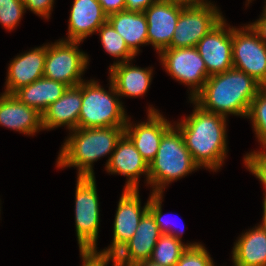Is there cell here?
<instances>
[{
    "label": "cell",
    "mask_w": 266,
    "mask_h": 266,
    "mask_svg": "<svg viewBox=\"0 0 266 266\" xmlns=\"http://www.w3.org/2000/svg\"><path fill=\"white\" fill-rule=\"evenodd\" d=\"M193 112L173 122L180 130L185 145L194 161L200 166L217 172L227 157V118L202 109L192 99Z\"/></svg>",
    "instance_id": "6da1fadb"
},
{
    "label": "cell",
    "mask_w": 266,
    "mask_h": 266,
    "mask_svg": "<svg viewBox=\"0 0 266 266\" xmlns=\"http://www.w3.org/2000/svg\"><path fill=\"white\" fill-rule=\"evenodd\" d=\"M262 86L251 76L235 68L208 77L192 98L202 109L224 116L246 118L250 103Z\"/></svg>",
    "instance_id": "7a4b0ae2"
},
{
    "label": "cell",
    "mask_w": 266,
    "mask_h": 266,
    "mask_svg": "<svg viewBox=\"0 0 266 266\" xmlns=\"http://www.w3.org/2000/svg\"><path fill=\"white\" fill-rule=\"evenodd\" d=\"M125 126L77 128L70 131L57 157V168H77V176L93 177V163L110 155Z\"/></svg>",
    "instance_id": "3957f363"
},
{
    "label": "cell",
    "mask_w": 266,
    "mask_h": 266,
    "mask_svg": "<svg viewBox=\"0 0 266 266\" xmlns=\"http://www.w3.org/2000/svg\"><path fill=\"white\" fill-rule=\"evenodd\" d=\"M180 130L173 125L163 136L155 158L149 163L148 185L153 194H163L168 184L198 170Z\"/></svg>",
    "instance_id": "277c9868"
},
{
    "label": "cell",
    "mask_w": 266,
    "mask_h": 266,
    "mask_svg": "<svg viewBox=\"0 0 266 266\" xmlns=\"http://www.w3.org/2000/svg\"><path fill=\"white\" fill-rule=\"evenodd\" d=\"M86 81L82 82V106L78 128L125 126L127 112L112 81L109 79V91L97 80Z\"/></svg>",
    "instance_id": "5b68a950"
},
{
    "label": "cell",
    "mask_w": 266,
    "mask_h": 266,
    "mask_svg": "<svg viewBox=\"0 0 266 266\" xmlns=\"http://www.w3.org/2000/svg\"><path fill=\"white\" fill-rule=\"evenodd\" d=\"M75 228L79 251H96L100 225V205L95 176H77Z\"/></svg>",
    "instance_id": "8992f818"
},
{
    "label": "cell",
    "mask_w": 266,
    "mask_h": 266,
    "mask_svg": "<svg viewBox=\"0 0 266 266\" xmlns=\"http://www.w3.org/2000/svg\"><path fill=\"white\" fill-rule=\"evenodd\" d=\"M80 43L59 39L46 44L43 76L68 87L78 86L85 81L82 76L89 66V56L78 49Z\"/></svg>",
    "instance_id": "52a82bcc"
},
{
    "label": "cell",
    "mask_w": 266,
    "mask_h": 266,
    "mask_svg": "<svg viewBox=\"0 0 266 266\" xmlns=\"http://www.w3.org/2000/svg\"><path fill=\"white\" fill-rule=\"evenodd\" d=\"M212 3L207 1L183 7L169 48L196 47L200 39L224 18Z\"/></svg>",
    "instance_id": "ba28073f"
},
{
    "label": "cell",
    "mask_w": 266,
    "mask_h": 266,
    "mask_svg": "<svg viewBox=\"0 0 266 266\" xmlns=\"http://www.w3.org/2000/svg\"><path fill=\"white\" fill-rule=\"evenodd\" d=\"M241 27H232L233 68L266 87V44L249 24Z\"/></svg>",
    "instance_id": "9c48e42d"
},
{
    "label": "cell",
    "mask_w": 266,
    "mask_h": 266,
    "mask_svg": "<svg viewBox=\"0 0 266 266\" xmlns=\"http://www.w3.org/2000/svg\"><path fill=\"white\" fill-rule=\"evenodd\" d=\"M165 71L174 79L189 86V101L203 88L208 72L196 47L167 48L159 54Z\"/></svg>",
    "instance_id": "30bf717a"
},
{
    "label": "cell",
    "mask_w": 266,
    "mask_h": 266,
    "mask_svg": "<svg viewBox=\"0 0 266 266\" xmlns=\"http://www.w3.org/2000/svg\"><path fill=\"white\" fill-rule=\"evenodd\" d=\"M141 206L139 190L123 189L118 201L113 223V239L106 249L99 251L105 257L113 258L133 237L143 215L148 211L149 199Z\"/></svg>",
    "instance_id": "8fae6325"
},
{
    "label": "cell",
    "mask_w": 266,
    "mask_h": 266,
    "mask_svg": "<svg viewBox=\"0 0 266 266\" xmlns=\"http://www.w3.org/2000/svg\"><path fill=\"white\" fill-rule=\"evenodd\" d=\"M227 24L224 17L196 45L204 60L208 77L233 68L232 26Z\"/></svg>",
    "instance_id": "7c38bea8"
},
{
    "label": "cell",
    "mask_w": 266,
    "mask_h": 266,
    "mask_svg": "<svg viewBox=\"0 0 266 266\" xmlns=\"http://www.w3.org/2000/svg\"><path fill=\"white\" fill-rule=\"evenodd\" d=\"M147 121L133 123L128 116L124 134L132 141L135 148L148 164L155 158L162 136L174 125L157 109L148 107Z\"/></svg>",
    "instance_id": "4fadbf2b"
},
{
    "label": "cell",
    "mask_w": 266,
    "mask_h": 266,
    "mask_svg": "<svg viewBox=\"0 0 266 266\" xmlns=\"http://www.w3.org/2000/svg\"><path fill=\"white\" fill-rule=\"evenodd\" d=\"M184 6L178 2L159 0L144 11L148 24V45L151 44L158 54L169 48Z\"/></svg>",
    "instance_id": "5bb4252c"
},
{
    "label": "cell",
    "mask_w": 266,
    "mask_h": 266,
    "mask_svg": "<svg viewBox=\"0 0 266 266\" xmlns=\"http://www.w3.org/2000/svg\"><path fill=\"white\" fill-rule=\"evenodd\" d=\"M105 165V170L109 174L127 177L123 189L139 190L141 175H145L146 184H148L149 164L125 134L118 140L115 150L111 157L108 156Z\"/></svg>",
    "instance_id": "9a60e30c"
},
{
    "label": "cell",
    "mask_w": 266,
    "mask_h": 266,
    "mask_svg": "<svg viewBox=\"0 0 266 266\" xmlns=\"http://www.w3.org/2000/svg\"><path fill=\"white\" fill-rule=\"evenodd\" d=\"M162 233L152 214L147 211L140 220L133 237L112 258L123 266L150 260L153 249Z\"/></svg>",
    "instance_id": "2e32d148"
},
{
    "label": "cell",
    "mask_w": 266,
    "mask_h": 266,
    "mask_svg": "<svg viewBox=\"0 0 266 266\" xmlns=\"http://www.w3.org/2000/svg\"><path fill=\"white\" fill-rule=\"evenodd\" d=\"M45 58L46 44L15 56L8 66L4 93L13 94L43 77Z\"/></svg>",
    "instance_id": "e0dca14e"
},
{
    "label": "cell",
    "mask_w": 266,
    "mask_h": 266,
    "mask_svg": "<svg viewBox=\"0 0 266 266\" xmlns=\"http://www.w3.org/2000/svg\"><path fill=\"white\" fill-rule=\"evenodd\" d=\"M0 126L24 135L33 136L42 131V114L21 103L14 94H0Z\"/></svg>",
    "instance_id": "ac0fdd59"
},
{
    "label": "cell",
    "mask_w": 266,
    "mask_h": 266,
    "mask_svg": "<svg viewBox=\"0 0 266 266\" xmlns=\"http://www.w3.org/2000/svg\"><path fill=\"white\" fill-rule=\"evenodd\" d=\"M108 15L98 0H74L70 9L67 41L83 42L106 23Z\"/></svg>",
    "instance_id": "d6986e66"
},
{
    "label": "cell",
    "mask_w": 266,
    "mask_h": 266,
    "mask_svg": "<svg viewBox=\"0 0 266 266\" xmlns=\"http://www.w3.org/2000/svg\"><path fill=\"white\" fill-rule=\"evenodd\" d=\"M82 106V82L68 87L64 94L42 113L43 130H53L65 126L69 131L78 128Z\"/></svg>",
    "instance_id": "ffe728a7"
},
{
    "label": "cell",
    "mask_w": 266,
    "mask_h": 266,
    "mask_svg": "<svg viewBox=\"0 0 266 266\" xmlns=\"http://www.w3.org/2000/svg\"><path fill=\"white\" fill-rule=\"evenodd\" d=\"M131 64V61H128L109 67V79L121 98L142 97L151 85L152 67L141 68Z\"/></svg>",
    "instance_id": "44dd1931"
},
{
    "label": "cell",
    "mask_w": 266,
    "mask_h": 266,
    "mask_svg": "<svg viewBox=\"0 0 266 266\" xmlns=\"http://www.w3.org/2000/svg\"><path fill=\"white\" fill-rule=\"evenodd\" d=\"M240 236L233 246V264L266 266V232L261 225L258 224Z\"/></svg>",
    "instance_id": "7402d4cb"
},
{
    "label": "cell",
    "mask_w": 266,
    "mask_h": 266,
    "mask_svg": "<svg viewBox=\"0 0 266 266\" xmlns=\"http://www.w3.org/2000/svg\"><path fill=\"white\" fill-rule=\"evenodd\" d=\"M67 89L68 86L66 84L43 76L31 84L19 88L13 94L21 103L35 108L42 114Z\"/></svg>",
    "instance_id": "603a6c76"
},
{
    "label": "cell",
    "mask_w": 266,
    "mask_h": 266,
    "mask_svg": "<svg viewBox=\"0 0 266 266\" xmlns=\"http://www.w3.org/2000/svg\"><path fill=\"white\" fill-rule=\"evenodd\" d=\"M107 21L123 37L135 55L139 54L141 45H148V24L144 12H116L108 15Z\"/></svg>",
    "instance_id": "cb8c5ba5"
},
{
    "label": "cell",
    "mask_w": 266,
    "mask_h": 266,
    "mask_svg": "<svg viewBox=\"0 0 266 266\" xmlns=\"http://www.w3.org/2000/svg\"><path fill=\"white\" fill-rule=\"evenodd\" d=\"M200 244L199 242L184 244L171 235L162 234L153 249L150 260L162 266H175L188 247H196Z\"/></svg>",
    "instance_id": "d4e9b609"
},
{
    "label": "cell",
    "mask_w": 266,
    "mask_h": 266,
    "mask_svg": "<svg viewBox=\"0 0 266 266\" xmlns=\"http://www.w3.org/2000/svg\"><path fill=\"white\" fill-rule=\"evenodd\" d=\"M96 33H99L101 45L109 55L119 58L112 65L132 61L135 54L129 49L123 37L115 31L113 26L107 21L102 24Z\"/></svg>",
    "instance_id": "484cf974"
},
{
    "label": "cell",
    "mask_w": 266,
    "mask_h": 266,
    "mask_svg": "<svg viewBox=\"0 0 266 266\" xmlns=\"http://www.w3.org/2000/svg\"><path fill=\"white\" fill-rule=\"evenodd\" d=\"M246 118L252 123L260 147H266V87H262L253 98Z\"/></svg>",
    "instance_id": "4316f807"
},
{
    "label": "cell",
    "mask_w": 266,
    "mask_h": 266,
    "mask_svg": "<svg viewBox=\"0 0 266 266\" xmlns=\"http://www.w3.org/2000/svg\"><path fill=\"white\" fill-rule=\"evenodd\" d=\"M163 196V194H153L149 199L148 211L154 217V220L162 234L171 235L176 239L182 241L181 237L184 231V227H180L179 230L178 227H174L168 221L164 220L165 218L162 212Z\"/></svg>",
    "instance_id": "83f0119b"
},
{
    "label": "cell",
    "mask_w": 266,
    "mask_h": 266,
    "mask_svg": "<svg viewBox=\"0 0 266 266\" xmlns=\"http://www.w3.org/2000/svg\"><path fill=\"white\" fill-rule=\"evenodd\" d=\"M26 12L22 0H0V24L6 30H14Z\"/></svg>",
    "instance_id": "f1b7e54d"
},
{
    "label": "cell",
    "mask_w": 266,
    "mask_h": 266,
    "mask_svg": "<svg viewBox=\"0 0 266 266\" xmlns=\"http://www.w3.org/2000/svg\"><path fill=\"white\" fill-rule=\"evenodd\" d=\"M262 150V151H261ZM244 166L264 185L263 203H266V147L254 150L244 156Z\"/></svg>",
    "instance_id": "f546056e"
},
{
    "label": "cell",
    "mask_w": 266,
    "mask_h": 266,
    "mask_svg": "<svg viewBox=\"0 0 266 266\" xmlns=\"http://www.w3.org/2000/svg\"><path fill=\"white\" fill-rule=\"evenodd\" d=\"M175 266H214V261L203 244L188 247Z\"/></svg>",
    "instance_id": "4dcf8cb0"
},
{
    "label": "cell",
    "mask_w": 266,
    "mask_h": 266,
    "mask_svg": "<svg viewBox=\"0 0 266 266\" xmlns=\"http://www.w3.org/2000/svg\"><path fill=\"white\" fill-rule=\"evenodd\" d=\"M25 5V10H30L39 17L50 18L51 11H53L55 0H22Z\"/></svg>",
    "instance_id": "1f68e13d"
},
{
    "label": "cell",
    "mask_w": 266,
    "mask_h": 266,
    "mask_svg": "<svg viewBox=\"0 0 266 266\" xmlns=\"http://www.w3.org/2000/svg\"><path fill=\"white\" fill-rule=\"evenodd\" d=\"M82 258L81 266H107L111 262V258L105 257L96 251H80Z\"/></svg>",
    "instance_id": "d6a6232c"
},
{
    "label": "cell",
    "mask_w": 266,
    "mask_h": 266,
    "mask_svg": "<svg viewBox=\"0 0 266 266\" xmlns=\"http://www.w3.org/2000/svg\"><path fill=\"white\" fill-rule=\"evenodd\" d=\"M98 2L107 15L125 11V0H98Z\"/></svg>",
    "instance_id": "836d02e7"
},
{
    "label": "cell",
    "mask_w": 266,
    "mask_h": 266,
    "mask_svg": "<svg viewBox=\"0 0 266 266\" xmlns=\"http://www.w3.org/2000/svg\"><path fill=\"white\" fill-rule=\"evenodd\" d=\"M159 0H125V11L144 12L150 5Z\"/></svg>",
    "instance_id": "e575fe53"
},
{
    "label": "cell",
    "mask_w": 266,
    "mask_h": 266,
    "mask_svg": "<svg viewBox=\"0 0 266 266\" xmlns=\"http://www.w3.org/2000/svg\"><path fill=\"white\" fill-rule=\"evenodd\" d=\"M259 19L249 25L258 34L261 41L266 44V11L263 9Z\"/></svg>",
    "instance_id": "d590c367"
},
{
    "label": "cell",
    "mask_w": 266,
    "mask_h": 266,
    "mask_svg": "<svg viewBox=\"0 0 266 266\" xmlns=\"http://www.w3.org/2000/svg\"><path fill=\"white\" fill-rule=\"evenodd\" d=\"M165 1L178 2L184 5H194V4H200V3L207 2L208 0H165Z\"/></svg>",
    "instance_id": "8d00e7d4"
},
{
    "label": "cell",
    "mask_w": 266,
    "mask_h": 266,
    "mask_svg": "<svg viewBox=\"0 0 266 266\" xmlns=\"http://www.w3.org/2000/svg\"><path fill=\"white\" fill-rule=\"evenodd\" d=\"M133 266H162V265L156 264V263L152 262L151 260H146V261L138 262V263L134 264Z\"/></svg>",
    "instance_id": "74e56055"
},
{
    "label": "cell",
    "mask_w": 266,
    "mask_h": 266,
    "mask_svg": "<svg viewBox=\"0 0 266 266\" xmlns=\"http://www.w3.org/2000/svg\"><path fill=\"white\" fill-rule=\"evenodd\" d=\"M263 220L261 222V227L265 230L266 232V203H263V216H262Z\"/></svg>",
    "instance_id": "f35d334b"
},
{
    "label": "cell",
    "mask_w": 266,
    "mask_h": 266,
    "mask_svg": "<svg viewBox=\"0 0 266 266\" xmlns=\"http://www.w3.org/2000/svg\"><path fill=\"white\" fill-rule=\"evenodd\" d=\"M111 261H112V266H123V265H121V264H119V263H117L114 259H112L111 258Z\"/></svg>",
    "instance_id": "ab89813d"
},
{
    "label": "cell",
    "mask_w": 266,
    "mask_h": 266,
    "mask_svg": "<svg viewBox=\"0 0 266 266\" xmlns=\"http://www.w3.org/2000/svg\"><path fill=\"white\" fill-rule=\"evenodd\" d=\"M247 2H248V3H247ZM247 2H246L245 5H246V6H249V3L252 2V0H247Z\"/></svg>",
    "instance_id": "60d3db41"
},
{
    "label": "cell",
    "mask_w": 266,
    "mask_h": 266,
    "mask_svg": "<svg viewBox=\"0 0 266 266\" xmlns=\"http://www.w3.org/2000/svg\"><path fill=\"white\" fill-rule=\"evenodd\" d=\"M266 1V0H265ZM263 9L266 11V2H265V6L263 7Z\"/></svg>",
    "instance_id": "b9f144b4"
}]
</instances>
